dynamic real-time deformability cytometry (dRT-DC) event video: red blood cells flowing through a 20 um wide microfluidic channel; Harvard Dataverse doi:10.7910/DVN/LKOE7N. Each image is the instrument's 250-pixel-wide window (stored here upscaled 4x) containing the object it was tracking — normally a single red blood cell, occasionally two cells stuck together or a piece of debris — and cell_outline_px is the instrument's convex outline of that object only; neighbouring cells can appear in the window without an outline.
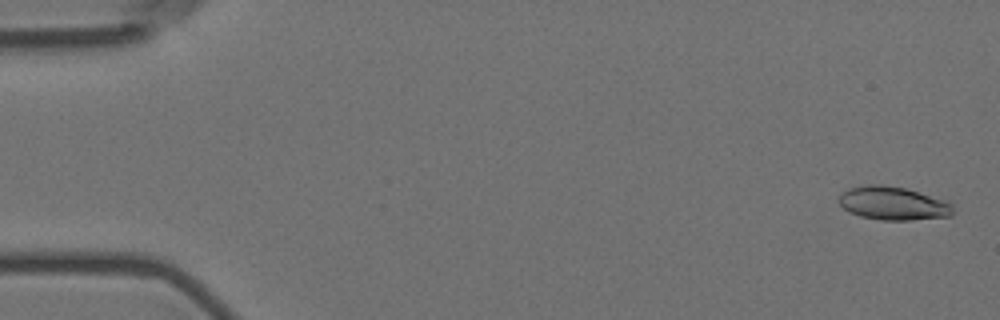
{"species": "Egyptian fruit bat (a non-hibernating species)", "species_latin": "Rousettus aegyptiacus", "temperature_condition": "room temperature", "stored_images_in_passage": 5, "camera_frame_rate_fps": 3000, "um_per_image_px": 0.085, "animal": {"sex": "female"}, "frame": {"image": 1, "passage_image": 1, "time_ms": 0.0, "image_size_px": [1000, 320], "cell_outline_px": [[952, 216], [908, 220], [880, 220], [860, 216], [844, 208], [836, 200], [848, 188], [868, 184], [880, 184], [904, 188], [944, 200], [952, 204]], "centroid_in_image_um": [75.89, 17.28], "position_along_channel_um": 9.1, "area_um2": 21.96}}
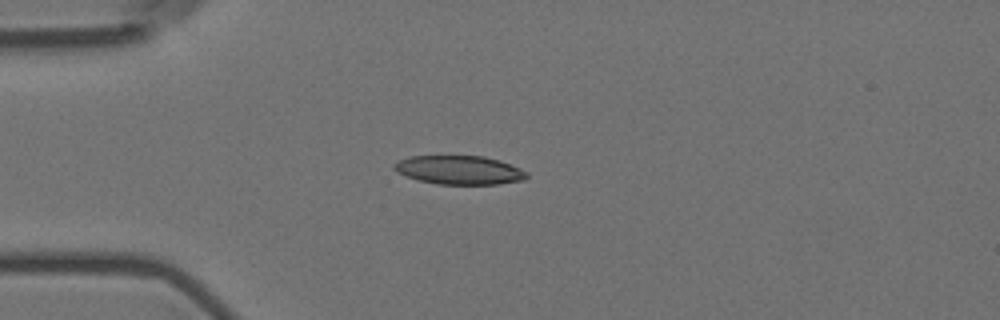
{"frame": {"image": 2, "passage_image": 5, "time_ms": 1.333, "image_size_px": [1000, 320], "cell_outline_px": [[528, 176], [524, 180], [500, 184], [436, 184], [404, 176], [396, 172], [392, 168], [392, 164], [400, 160], [412, 156], [484, 156], [500, 160], [520, 168], [528, 172]], "centroid_in_image_um": [39.04, 14.45], "position_along_channel_um": 46.0, "area_um2": 22.37}}